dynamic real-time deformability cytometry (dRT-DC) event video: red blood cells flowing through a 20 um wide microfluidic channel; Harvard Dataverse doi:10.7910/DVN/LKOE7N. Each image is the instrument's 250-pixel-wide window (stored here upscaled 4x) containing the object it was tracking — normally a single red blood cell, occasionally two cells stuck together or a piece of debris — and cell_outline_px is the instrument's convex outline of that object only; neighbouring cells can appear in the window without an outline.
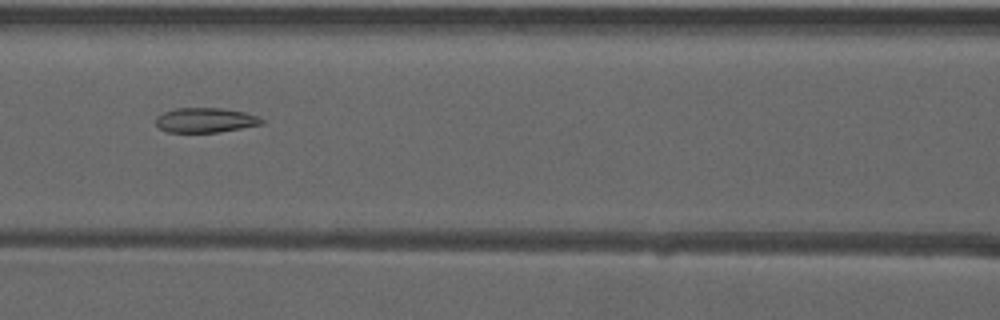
{"species": "common noctule bat (a hibernating species)", "species_latin": "Nyctalus noctula", "temperature_condition": "warm", "stored_images_in_passage": 39, "camera_frame_rate_fps": 3000, "um_per_image_px": 0.085, "animal": {"sex": "male", "forearm_length_mm": 52.5}, "frame": {"image": 1, "passage_image": 16, "time_ms": 5.0, "image_size_px": [1000, 320], "cell_outline_px": [[264, 124], [220, 132], [168, 132], [160, 128], [156, 124], [156, 116], [164, 112], [176, 108], [224, 108], [244, 112], [256, 116], [264, 120]], "centroid_in_image_um": [17.47, 10.21], "position_along_channel_um": 149.1, "area_um2": 15.26}}
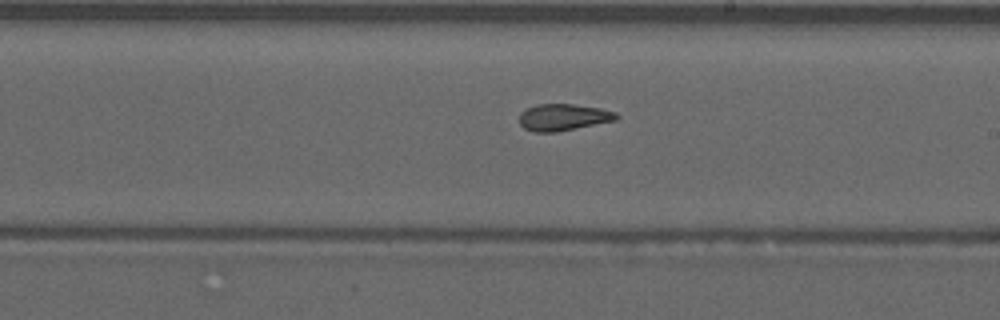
{"frame": {"image": 2, "passage_image": 23, "time_ms": 7.333, "image_size_px": [1000, 320], "cell_outline_px": [[620, 116], [616, 120], [556, 132], [536, 132], [524, 128], [520, 124], [520, 112], [536, 104], [572, 104], [600, 108], [616, 112]], "centroid_in_image_um": [47.88, 9.96], "position_along_channel_um": 241.1, "area_um2": 15.03}}
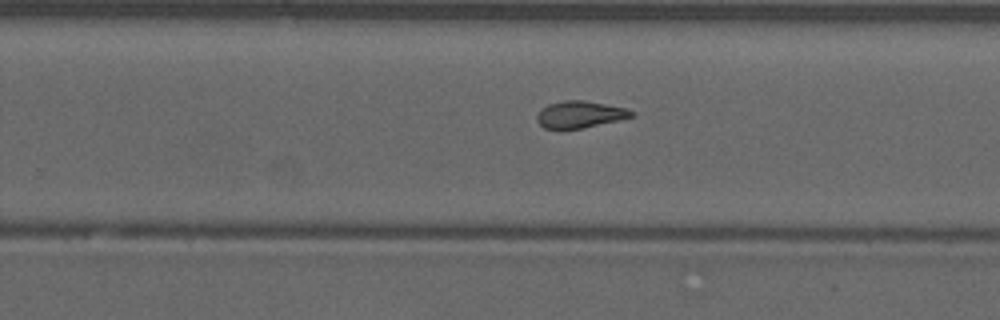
{"frame": {"image": 3, "passage_image": 26, "time_ms": 8.333, "image_size_px": [1000, 320], "cell_outline_px": [[636, 116], [620, 120], [564, 132], [560, 132], [544, 128], [536, 120], [536, 116], [548, 104], [564, 100], [584, 100], [624, 108], [636, 112]], "centroid_in_image_um": [49.28, 9.78], "position_along_channel_um": 280.5, "area_um2": 15.26}}